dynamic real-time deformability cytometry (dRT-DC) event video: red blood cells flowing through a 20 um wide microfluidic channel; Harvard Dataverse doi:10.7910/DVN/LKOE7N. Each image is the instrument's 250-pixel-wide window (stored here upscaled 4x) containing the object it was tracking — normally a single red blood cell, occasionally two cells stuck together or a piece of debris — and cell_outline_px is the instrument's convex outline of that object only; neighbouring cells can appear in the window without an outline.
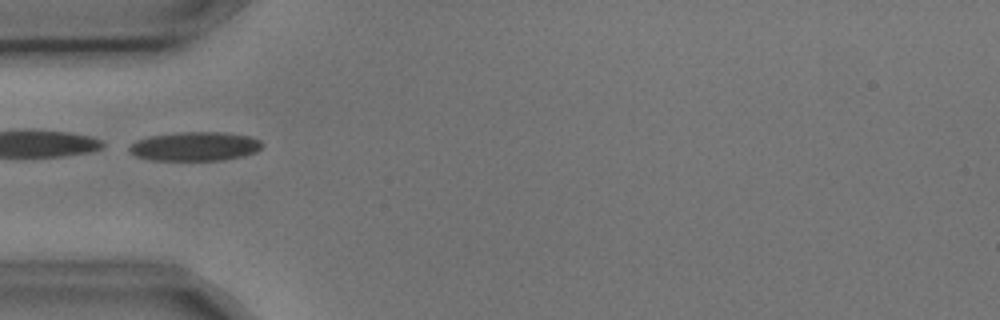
{"species": "common noctule bat (a hibernating species)", "species_latin": "Nyctalus noctula", "temperature_condition": "cold", "stored_images_in_passage": 2, "camera_frame_rate_fps": 3000, "um_per_image_px": 0.085, "animal": {"sex": "male", "body_mass_g": 17.9, "forearm_length_mm": 54.2}, "frame": {"image": 1, "passage_image": 1, "time_ms": 0.0, "image_size_px": [1000, 320], "cell_outline_px": [[264, 144], [256, 152], [244, 156], [224, 160], [152, 160], [136, 156], [128, 152], [128, 148], [136, 140], [148, 136], [176, 132], [224, 132], [252, 136], [260, 140]], "centroid_in_image_um": [16.58, 12.43], "position_along_channel_um": 68.4, "area_um2": 22.77}}